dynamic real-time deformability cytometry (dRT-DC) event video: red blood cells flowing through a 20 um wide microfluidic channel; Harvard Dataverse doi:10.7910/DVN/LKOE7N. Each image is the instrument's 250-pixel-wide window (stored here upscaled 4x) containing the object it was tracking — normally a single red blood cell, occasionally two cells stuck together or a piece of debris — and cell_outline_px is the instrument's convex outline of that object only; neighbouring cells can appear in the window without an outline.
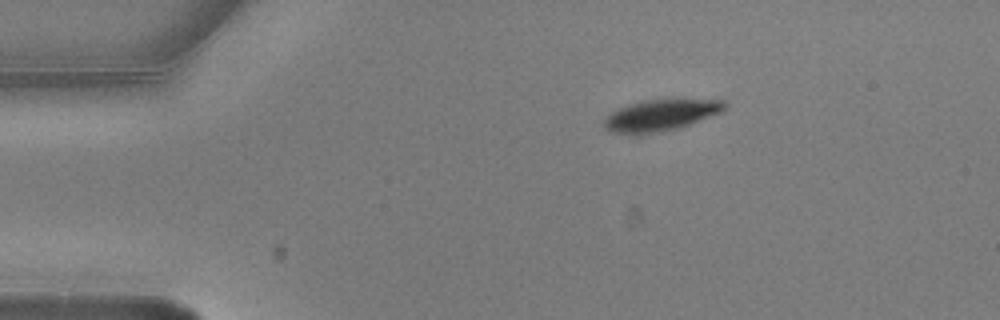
{"species": "common noctule bat (a hibernating species)", "species_latin": "Nyctalus noctula", "temperature_condition": "warm", "stored_images_in_passage": 2, "camera_frame_rate_fps": 3000, "um_per_image_px": 0.085, "animal": {"sex": "male", "body_mass_g": 20.5, "forearm_length_mm": 52.5}, "frame": {"image": 1, "passage_image": 1, "time_ms": 0.0, "image_size_px": [1000, 320], "cell_outline_px": [[728, 108], [720, 112], [680, 128], [640, 136], [636, 136], [616, 132], [604, 128], [604, 116], [616, 108], [640, 100], [672, 96], [684, 96], [724, 100], [728, 104]], "centroid_in_image_um": [56.2, 9.73], "position_along_channel_um": 28.8, "area_um2": 23.76}}